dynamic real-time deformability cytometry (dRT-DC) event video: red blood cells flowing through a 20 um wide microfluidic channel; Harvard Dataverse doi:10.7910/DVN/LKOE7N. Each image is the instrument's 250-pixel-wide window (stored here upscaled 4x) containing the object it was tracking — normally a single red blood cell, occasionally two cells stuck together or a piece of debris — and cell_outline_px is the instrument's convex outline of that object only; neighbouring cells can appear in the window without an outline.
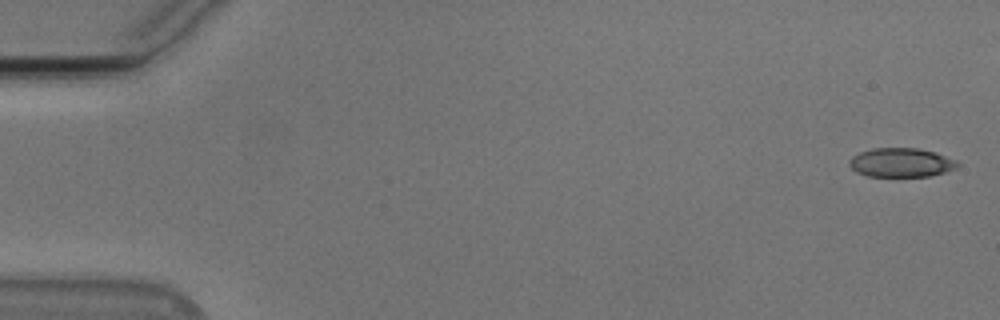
{"species": "Egyptian fruit bat (a non-hibernating species)", "species_latin": "Rousettus aegyptiacus", "temperature_condition": "cold", "stored_images_in_passage": 54, "camera_frame_rate_fps": 3000, "um_per_image_px": 0.085, "animal": {"sex": "male"}, "frame": {"image": 1, "passage_image": 1, "time_ms": 0.0, "image_size_px": [1000, 320], "cell_outline_px": [[960, 164], [956, 168], [944, 172], [928, 176], [868, 176], [856, 172], [848, 164], [848, 160], [852, 156], [860, 152], [872, 148], [916, 148], [936, 152], [956, 160]], "centroid_in_image_um": [76.58, 13.81], "position_along_channel_um": 8.4, "area_um2": 18.32}}
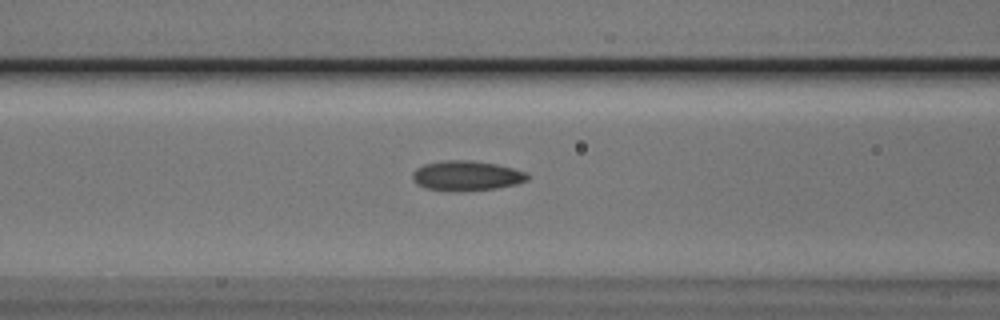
{"frame": {"image": 2, "passage_image": 22, "time_ms": 7.0, "image_size_px": [1000, 320], "cell_outline_px": [[528, 180], [516, 184], [496, 188], [424, 188], [416, 184], [412, 180], [412, 172], [416, 168], [424, 164], [448, 160], [468, 160], [496, 164], [512, 168], [524, 172], [528, 176]], "centroid_in_image_um": [39.63, 14.89], "position_along_channel_um": 127.0, "area_um2": 19.02}}
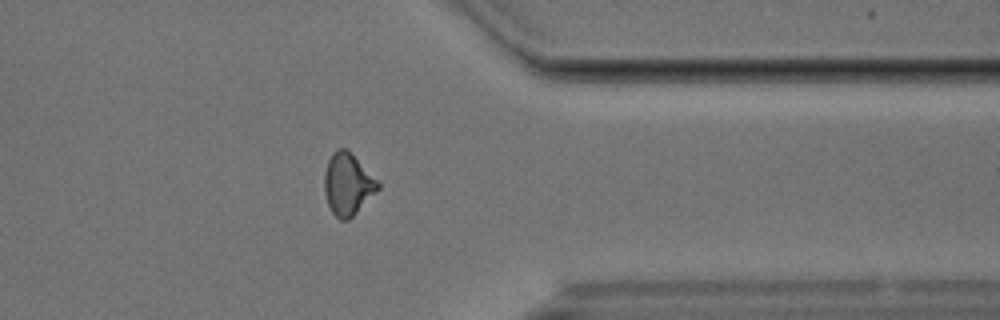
{"frame": {"image": 3, "passage_image": 43, "time_ms": 14.0, "image_size_px": [1000, 320], "cell_outline_px": [[380, 188], [348, 220], [340, 220], [332, 212], [328, 204], [324, 192], [324, 172], [328, 160], [332, 152], [340, 148], [344, 148], [380, 184]], "centroid_in_image_um": [29.51, 15.69], "position_along_channel_um": 381.9, "area_um2": 18.67}, "authors_computed_cell_mechanics": {"area_um2": 18.9584, "velocity_mm_per_s": 3.7693, "shape_relaxation_time_tau1_ms": 6.4335, "shape_relaxation_time_tau2_ms": 2.5873, "deformation_change_tau1": 0.1444, "deformation_change_tau2": 0.1021}}